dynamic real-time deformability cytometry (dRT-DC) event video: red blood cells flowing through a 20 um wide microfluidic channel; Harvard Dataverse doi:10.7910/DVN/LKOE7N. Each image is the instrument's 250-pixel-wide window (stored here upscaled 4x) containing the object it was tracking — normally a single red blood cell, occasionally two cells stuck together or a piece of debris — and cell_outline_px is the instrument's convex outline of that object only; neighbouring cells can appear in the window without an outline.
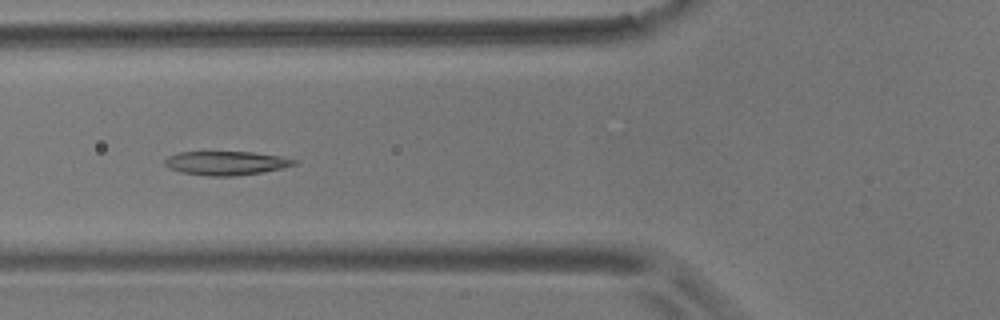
{"species": "common noctule bat (a hibernating species)", "species_latin": "Nyctalus noctula", "temperature_condition": "room temperature", "stored_images_in_passage": 10, "camera_frame_rate_fps": 3000, "um_per_image_px": 0.085, "animal": {"sex": "male", "body_mass_g": 17.9}, "frame": {"image": 1, "passage_image": 5, "time_ms": 5.667, "image_size_px": [1000, 320], "cell_outline_px": [[296, 164], [280, 168], [260, 172], [236, 176], [208, 176], [180, 172], [168, 168], [164, 164], [164, 160], [168, 156], [180, 152], [252, 152], [280, 156], [296, 160]], "centroid_in_image_um": [19.16, 13.86], "position_along_channel_um": 106.6, "area_um2": 17.86}}
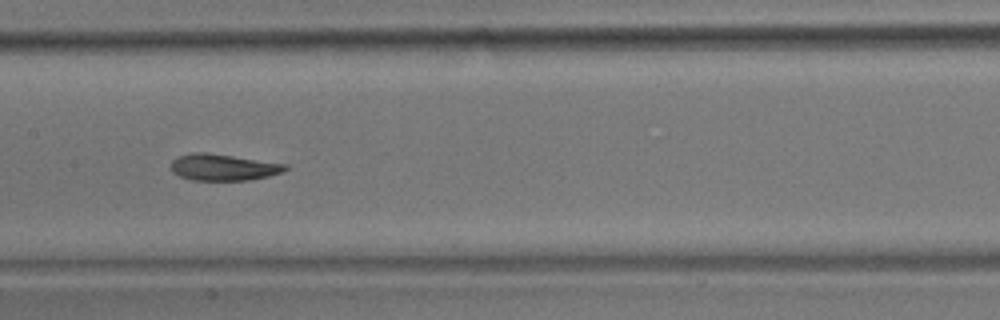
{"frame": {"image": 2, "passage_image": 7, "time_ms": 8.0, "image_size_px": [1000, 320], "cell_outline_px": [[288, 168], [284, 172], [268, 176], [248, 180], [192, 180], [180, 176], [172, 172], [172, 160], [176, 156], [192, 152], [204, 152], [288, 164]], "centroid_in_image_um": [18.98, 14.21], "position_along_channel_um": 188.4, "area_um2": 17.63}}
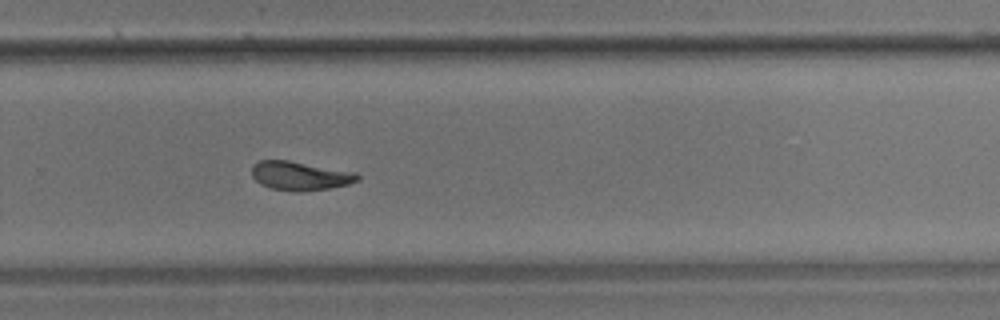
{"frame": {"image": 3, "passage_image": 10, "time_ms": 11.333, "image_size_px": [1000, 320], "cell_outline_px": [[360, 180], [348, 184], [328, 188], [300, 192], [296, 192], [272, 188], [260, 184], [252, 176], [252, 164], [260, 160], [288, 160], [356, 172], [360, 176]], "centroid_in_image_um": [25.5, 14.94], "position_along_channel_um": 304.3, "area_um2": 17.8}}